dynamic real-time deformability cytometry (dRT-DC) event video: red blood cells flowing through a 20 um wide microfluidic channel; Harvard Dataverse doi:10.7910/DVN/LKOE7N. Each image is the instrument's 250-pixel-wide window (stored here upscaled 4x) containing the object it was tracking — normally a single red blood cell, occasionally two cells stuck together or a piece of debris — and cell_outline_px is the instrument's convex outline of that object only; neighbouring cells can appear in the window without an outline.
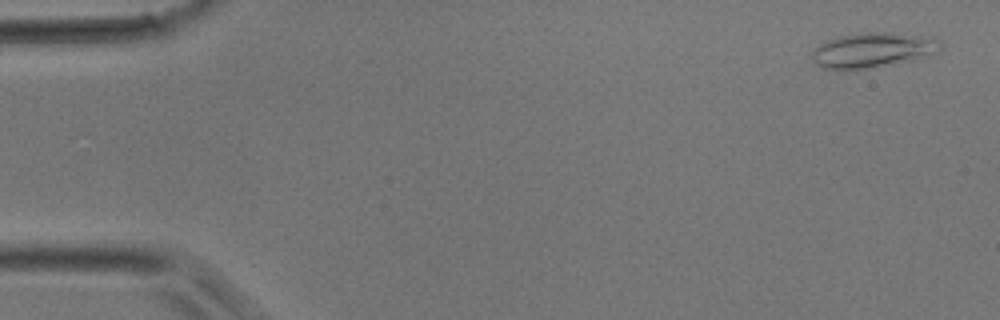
{"species": "common noctule bat (a hibernating species)", "species_latin": "Nyctalus noctula", "temperature_condition": "room temperature", "stored_images_in_passage": 40, "camera_frame_rate_fps": 3000, "um_per_image_px": 0.085, "animal": {"sex": "male", "body_mass_g": 17.9}, "frame": {"image": 1, "passage_image": 2, "time_ms": 0.333, "image_size_px": [1000, 320], "cell_outline_px": [[944, 44], [940, 48], [932, 52], [908, 60], [868, 68], [820, 68], [812, 60], [812, 52], [820, 44], [836, 36], [864, 32], [892, 32], [940, 40]], "centroid_in_image_um": [74.09, 4.23], "position_along_channel_um": 10.9, "area_um2": 25.26}}
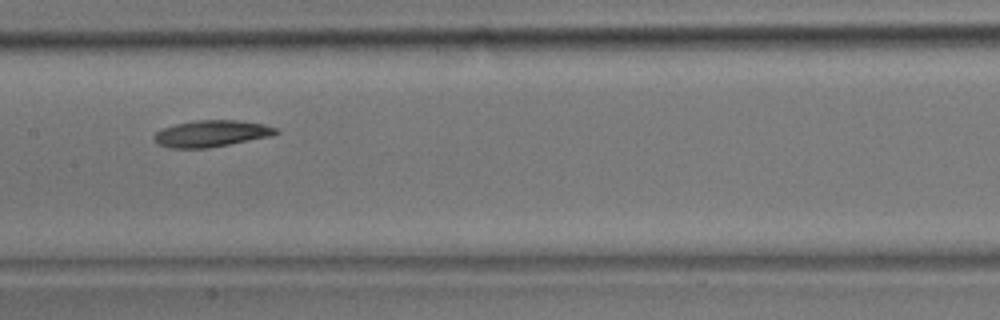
{"frame": {"image": 2, "passage_image": 20, "time_ms": 6.333, "image_size_px": [1000, 320], "cell_outline_px": [[280, 132], [272, 136], [208, 148], [168, 148], [160, 144], [152, 136], [156, 132], [164, 128], [176, 124], [196, 120], [236, 120], [264, 124], [280, 128]], "centroid_in_image_um": [18.03, 11.35], "position_along_channel_um": 189.4, "area_um2": 18.84}}
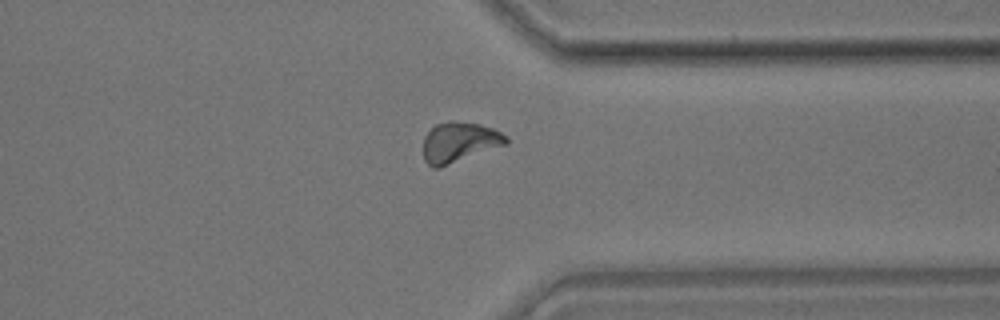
{"frame": {"image": 3, "passage_image": 31, "time_ms": 10.0, "image_size_px": [1000, 320], "cell_outline_px": [[508, 144], [440, 168], [432, 168], [424, 160], [424, 136], [436, 124], [452, 120], [456, 120], [480, 124], [492, 128], [508, 136]], "centroid_in_image_um": [39.06, 12.09], "position_along_channel_um": 372.3, "area_um2": 19.65}}